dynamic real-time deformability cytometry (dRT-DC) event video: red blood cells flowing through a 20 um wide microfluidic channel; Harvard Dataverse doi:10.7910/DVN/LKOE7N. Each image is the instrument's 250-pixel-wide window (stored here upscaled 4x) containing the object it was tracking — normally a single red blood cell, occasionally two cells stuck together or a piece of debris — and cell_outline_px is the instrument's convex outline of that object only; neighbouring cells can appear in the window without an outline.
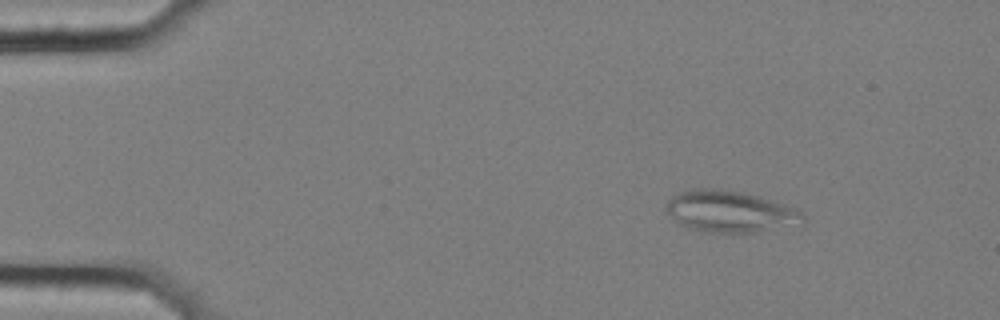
{"species": "common noctule bat (a hibernating species)", "species_latin": "Nyctalus noctula", "temperature_condition": "cold", "stored_images_in_passage": 50, "segment_of_instrument_passage": [1, 2], "camera_frame_rate_fps": 3000, "um_per_image_px": 0.085, "animal": {"sex": "female", "body_mass_g": 25.1}, "frame": {"image": 1, "passage_image": 1, "time_ms": 0.0, "image_size_px": [1000, 320], "cell_outline_px": [[804, 220], [756, 232], [704, 232], [688, 228], [680, 224], [664, 208], [668, 200], [676, 192], [696, 188], [712, 188], [744, 192], [760, 196], [800, 208], [804, 216]], "centroid_in_image_um": [62.0, 17.94], "position_along_channel_um": 23.0, "area_um2": 32.89}}
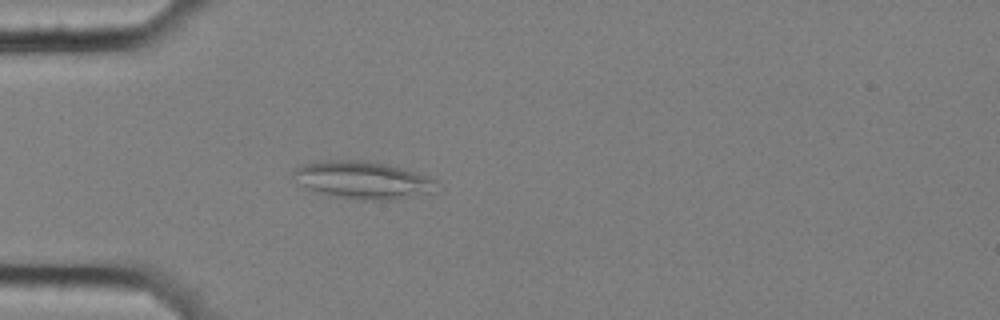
{"frame": {"image": 2, "passage_image": 10, "time_ms": 3.0, "image_size_px": [1000, 320], "cell_outline_px": [[436, 180], [428, 192], [392, 200], [360, 200], [328, 196], [312, 192], [304, 188], [292, 176], [292, 172], [296, 168], [304, 164], [328, 160], [360, 160], [388, 164], [404, 168]], "centroid_in_image_um": [30.7, 15.31], "position_along_channel_um": 54.3, "area_um2": 31.15}}